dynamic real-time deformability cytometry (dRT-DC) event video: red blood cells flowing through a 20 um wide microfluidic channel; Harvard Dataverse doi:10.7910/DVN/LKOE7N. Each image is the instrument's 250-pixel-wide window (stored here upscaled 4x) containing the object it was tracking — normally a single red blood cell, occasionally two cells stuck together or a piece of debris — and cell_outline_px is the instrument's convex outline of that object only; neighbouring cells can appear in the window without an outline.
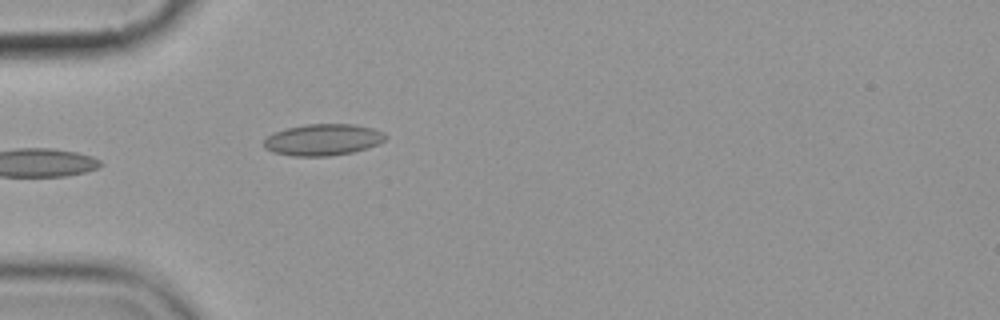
{"species": "common noctule bat (a hibernating species)", "species_latin": "Nyctalus noctula", "temperature_condition": "cold", "stored_images_in_passage": 5, "camera_frame_rate_fps": 3000, "um_per_image_px": 0.085, "animal": {"sex": "female", "body_mass_g": 19.9}, "frame": {"image": 1, "passage_image": 5, "time_ms": 4.667, "image_size_px": [1000, 320], "cell_outline_px": [[388, 136], [380, 144], [368, 148], [352, 152], [328, 156], [292, 156], [272, 152], [264, 148], [264, 140], [272, 132], [304, 124], [356, 124], [372, 128], [384, 132]], "centroid_in_image_um": [27.46, 11.87], "position_along_channel_um": 57.5, "area_um2": 22.54}}